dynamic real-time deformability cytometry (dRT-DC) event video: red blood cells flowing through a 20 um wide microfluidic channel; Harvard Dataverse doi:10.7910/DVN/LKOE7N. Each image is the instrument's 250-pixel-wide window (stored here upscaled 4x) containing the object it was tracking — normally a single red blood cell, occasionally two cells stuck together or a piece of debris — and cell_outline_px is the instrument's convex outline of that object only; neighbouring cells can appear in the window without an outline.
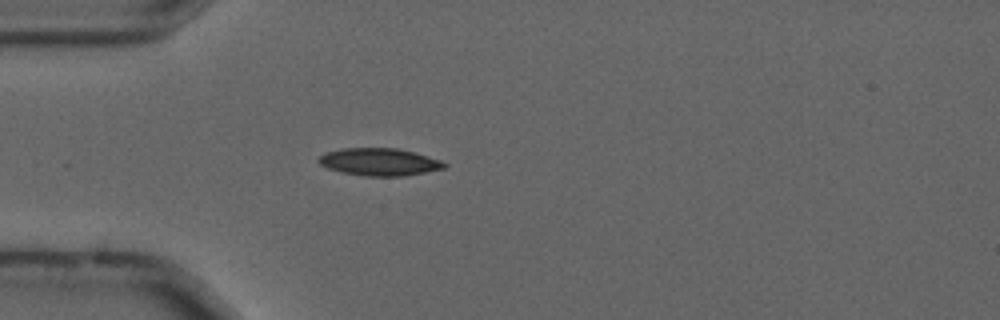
{"species": "common noctule bat (a hibernating species)", "species_latin": "Nyctalus noctula", "temperature_condition": "cold", "stored_images_in_passage": 41, "camera_frame_rate_fps": 3000, "um_per_image_px": 0.085, "animal": {"sex": "male", "forearm_length_mm": 52.5}, "frame": {"image": 1, "passage_image": 2, "time_ms": 0.333, "image_size_px": [1000, 320], "cell_outline_px": [[448, 164], [444, 168], [404, 176], [364, 176], [344, 172], [328, 168], [320, 164], [316, 160], [324, 152], [340, 148], [396, 148], [412, 152], [440, 160]], "centroid_in_image_um": [32.2, 13.76], "position_along_channel_um": 52.8, "area_um2": 19.94}}
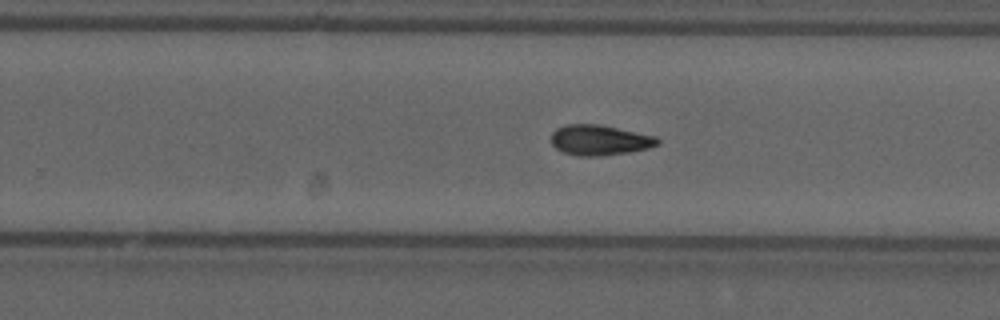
{"frame": {"image": 2, "passage_image": 21, "time_ms": 6.667, "image_size_px": [1000, 320], "cell_outline_px": [[660, 144], [648, 148], [628, 152], [600, 156], [576, 156], [564, 152], [556, 148], [552, 144], [552, 132], [556, 128], [568, 124], [600, 124], [656, 136], [660, 140]], "centroid_in_image_um": [50.98, 11.9], "position_along_channel_um": 278.8, "area_um2": 18.84}}
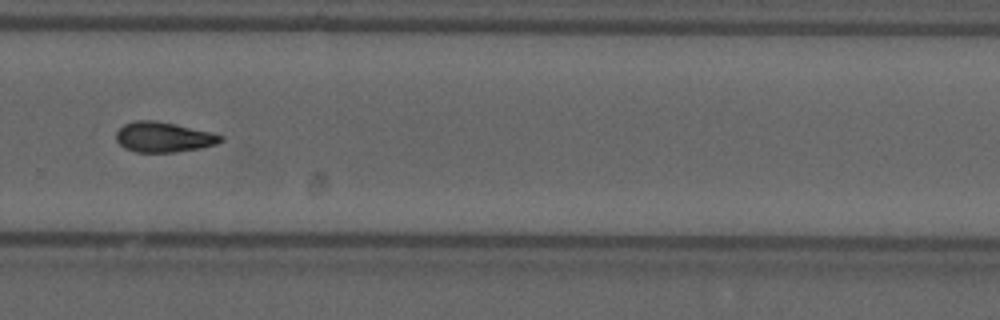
{"frame": {"image": 3, "passage_image": 24, "time_ms": 7.667, "image_size_px": [1000, 320], "cell_outline_px": [[224, 140], [216, 144], [200, 148], [176, 152], [136, 152], [124, 148], [116, 140], [116, 132], [124, 124], [136, 120], [156, 120], [176, 124], [212, 132], [224, 136]], "centroid_in_image_um": [13.91, 11.65], "position_along_channel_um": 315.9, "area_um2": 18.5}, "authors_computed_cell_mechanics": {"area_um2": 18.4382, "velocity_mm_per_s": 3.7097, "shape_relaxation_time_tau1_ms": null, "shape_relaxation_time_tau2_ms": 6.7619, "deformation_change_tau1": null, "deformation_change_tau2": 0.1223}}